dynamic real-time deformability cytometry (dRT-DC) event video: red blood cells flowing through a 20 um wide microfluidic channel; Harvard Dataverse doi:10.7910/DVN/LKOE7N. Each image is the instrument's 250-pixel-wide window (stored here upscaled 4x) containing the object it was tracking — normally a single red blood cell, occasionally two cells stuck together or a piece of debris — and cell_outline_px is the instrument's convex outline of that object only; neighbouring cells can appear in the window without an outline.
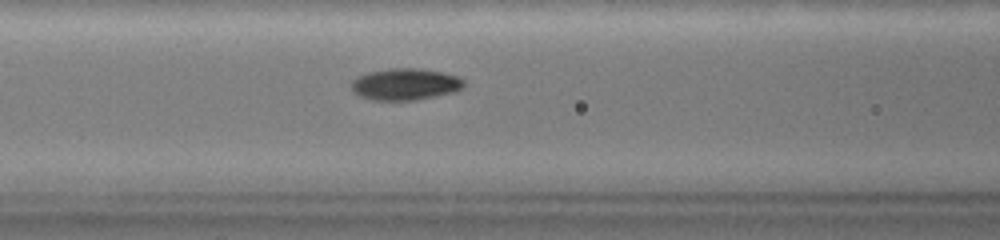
{"species": "common noctule bat (a hibernating species)", "species_latin": "Nyctalus noctula", "temperature_condition": "warm", "stored_images_in_passage": 74, "camera_frame_rate_fps": 3000, "um_per_image_px": 0.085, "animal": {"sex": "female", "body_mass_g": 19.0, "forearm_length_mm": 51.5}, "frame": {"image": 1, "passage_image": 32, "time_ms": 10.333, "image_size_px": [1000, 240], "cell_outline_px": [[464, 84], [456, 92], [416, 100], [372, 100], [360, 96], [352, 92], [352, 80], [356, 76], [368, 72], [388, 68], [420, 68], [444, 72], [456, 76], [464, 80]], "centroid_in_image_um": [34.42, 7.15], "position_along_channel_um": 132.2, "area_um2": 20.98}}
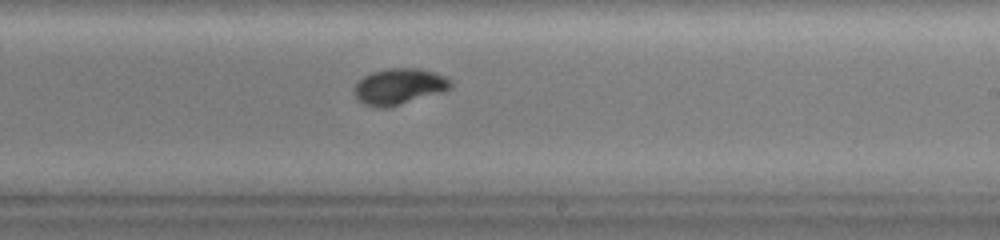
{"frame": {"image": 2, "passage_image": 46, "time_ms": 15.0, "image_size_px": [1000, 240], "cell_outline_px": [[452, 84], [444, 92], [388, 108], [372, 108], [364, 104], [352, 92], [352, 88], [364, 76], [372, 72], [388, 68], [420, 68], [444, 76], [452, 80]], "centroid_in_image_um": [33.9, 7.37], "position_along_channel_um": 255.1, "area_um2": 20.46}}
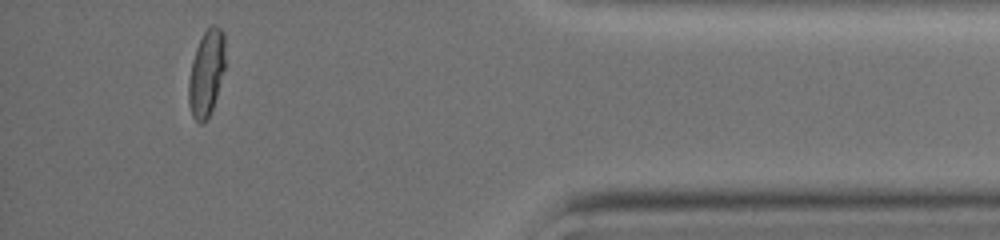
{"frame": {"image": 3, "passage_image": 68, "time_ms": 22.333, "image_size_px": [1000, 240], "cell_outline_px": [[224, 68], [216, 96], [212, 108], [208, 116], [200, 124], [192, 116], [188, 104], [188, 80], [192, 60], [196, 48], [204, 32], [212, 24], [216, 24], [224, 32]], "centroid_in_image_um": [17.52, 6.19], "position_along_channel_um": 417.7, "area_um2": 18.15}, "authors_computed_cell_mechanics": {"area_um2": 18.9295, "velocity_mm_per_s": 2.6495, "shape_relaxation_time_tau1_ms": 6.141, "shape_relaxation_time_tau2_ms": 2.0207, "deformation_change_tau1": 0.2045, "deformation_change_tau2": 0.0266}}